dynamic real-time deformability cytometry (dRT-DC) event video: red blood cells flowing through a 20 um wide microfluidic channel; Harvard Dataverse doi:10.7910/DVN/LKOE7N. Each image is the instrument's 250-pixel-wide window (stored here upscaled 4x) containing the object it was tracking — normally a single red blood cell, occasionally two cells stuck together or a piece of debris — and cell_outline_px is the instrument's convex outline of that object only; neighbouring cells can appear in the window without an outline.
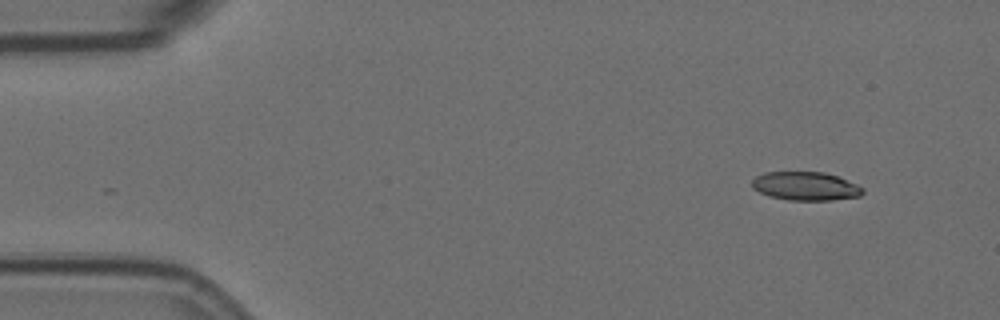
{"species": "Egyptian fruit bat (a non-hibernating species)", "species_latin": "Rousettus aegyptiacus", "temperature_condition": "room temperature", "stored_images_in_passage": 4, "camera_frame_rate_fps": 3000, "um_per_image_px": 0.085, "animal": {"sex": "female"}, "frame": {"image": 1, "passage_image": 1, "time_ms": 0.0, "image_size_px": [1000, 320], "cell_outline_px": [[864, 192], [860, 196], [832, 200], [788, 200], [768, 196], [752, 188], [752, 180], [756, 176], [764, 172], [824, 172], [840, 176], [864, 188]], "centroid_in_image_um": [68.48, 15.82], "position_along_channel_um": 16.5, "area_um2": 18.61}}
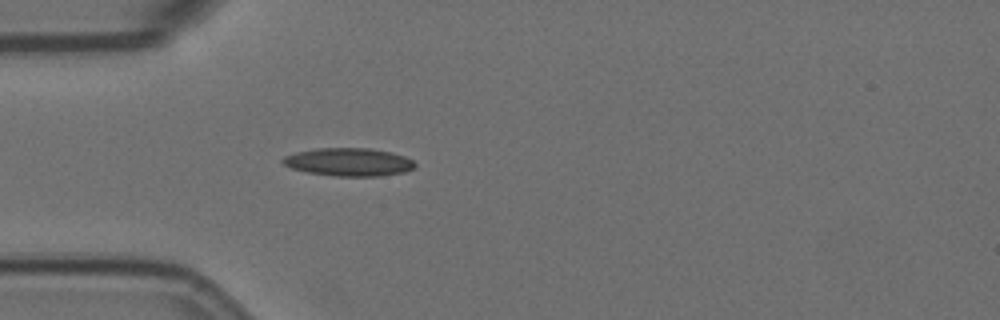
{"frame": {"image": 2, "passage_image": 4, "time_ms": 3.667, "image_size_px": [1000, 320], "cell_outline_px": [[416, 164], [412, 168], [404, 172], [380, 176], [336, 176], [308, 172], [292, 168], [284, 164], [280, 160], [284, 156], [296, 152], [316, 148], [368, 148], [392, 152], [404, 156], [412, 160]], "centroid_in_image_um": [29.63, 13.76], "position_along_channel_um": 55.4, "area_um2": 21.5}}